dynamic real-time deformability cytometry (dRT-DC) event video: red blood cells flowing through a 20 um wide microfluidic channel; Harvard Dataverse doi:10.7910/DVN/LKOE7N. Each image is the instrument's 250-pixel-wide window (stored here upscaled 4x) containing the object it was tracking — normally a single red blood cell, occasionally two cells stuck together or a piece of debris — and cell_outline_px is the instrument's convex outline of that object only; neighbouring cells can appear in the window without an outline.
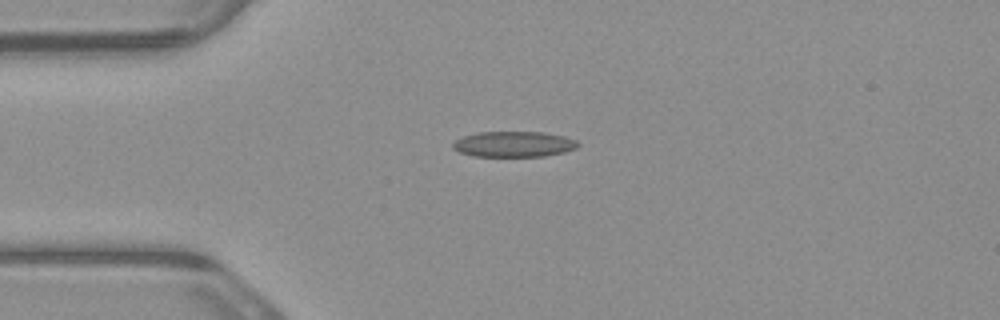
{"species": "common noctule bat (a hibernating species)", "species_latin": "Nyctalus noctula", "temperature_condition": "warm", "stored_images_in_passage": 2, "camera_frame_rate_fps": 3000, "um_per_image_px": 0.085, "animal": {"sex": "male", "body_mass_g": 23.1, "forearm_length_mm": 52.7}, "frame": {"image": 1, "passage_image": 1, "time_ms": 0.0, "image_size_px": [1000, 320], "cell_outline_px": [[580, 144], [576, 148], [564, 152], [544, 156], [472, 156], [460, 152], [452, 148], [452, 144], [456, 140], [464, 136], [476, 132], [544, 132], [564, 136], [576, 140]], "centroid_in_image_um": [43.67, 12.25], "position_along_channel_um": 41.3, "area_um2": 18.67}}